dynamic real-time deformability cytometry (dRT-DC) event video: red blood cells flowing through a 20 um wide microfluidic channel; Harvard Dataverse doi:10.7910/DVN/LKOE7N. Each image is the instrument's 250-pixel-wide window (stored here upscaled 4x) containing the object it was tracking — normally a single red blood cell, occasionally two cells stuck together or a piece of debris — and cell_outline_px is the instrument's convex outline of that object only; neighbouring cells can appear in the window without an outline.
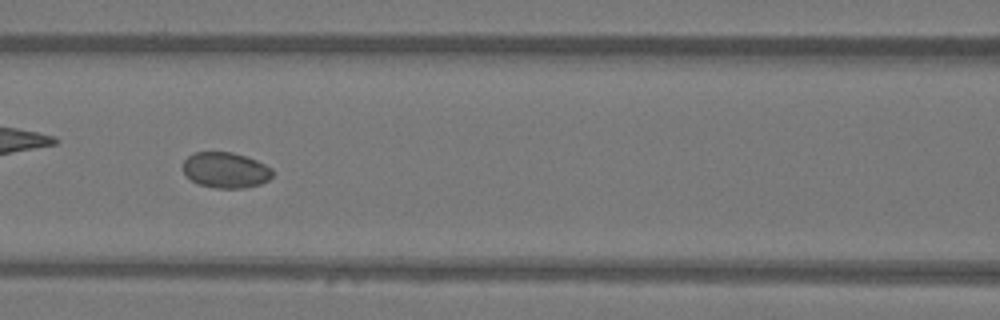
{"species": "Egyptian fruit bat (a non-hibernating species)", "species_latin": "Rousettus aegyptiacus", "temperature_condition": "warm", "stored_images_in_passage": 50, "camera_frame_rate_fps": 3000, "um_per_image_px": 0.085, "animal": {"sex": "female"}, "frame": {"image": 1, "passage_image": 22, "time_ms": 7.0, "image_size_px": [1000, 320], "cell_outline_px": [[272, 176], [268, 180], [260, 184], [244, 188], [216, 188], [200, 184], [192, 180], [184, 172], [184, 160], [188, 156], [196, 152], [232, 152], [248, 156], [272, 168]], "centroid_in_image_um": [19.21, 14.45], "position_along_channel_um": 147.4, "area_um2": 18.5}}